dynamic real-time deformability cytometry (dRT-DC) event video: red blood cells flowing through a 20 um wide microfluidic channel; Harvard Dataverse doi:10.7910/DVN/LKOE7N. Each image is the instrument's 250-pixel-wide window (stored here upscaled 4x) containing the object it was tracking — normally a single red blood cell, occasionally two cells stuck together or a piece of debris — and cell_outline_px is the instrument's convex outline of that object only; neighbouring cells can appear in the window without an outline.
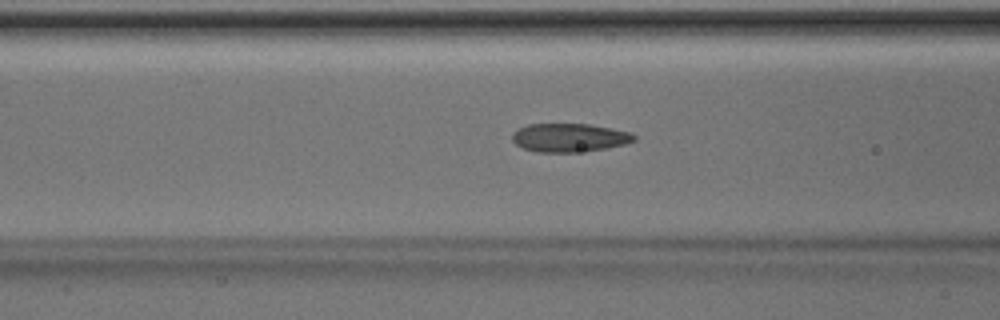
{"species": "Egyptian fruit bat (a non-hibernating species)", "species_latin": "Rousettus aegyptiacus", "temperature_condition": "room temperature", "stored_images_in_passage": 47, "camera_frame_rate_fps": 3000, "um_per_image_px": 0.085, "animal": {"sex": "male"}, "frame": {"image": 1, "passage_image": 20, "time_ms": 6.333, "image_size_px": [1000, 320], "cell_outline_px": [[636, 140], [624, 144], [604, 148], [576, 152], [536, 152], [524, 148], [516, 144], [512, 140], [512, 132], [516, 128], [528, 124], [588, 124], [612, 128], [632, 132], [636, 136]], "centroid_in_image_um": [48.37, 11.69], "position_along_channel_um": 118.2, "area_um2": 20.29}}
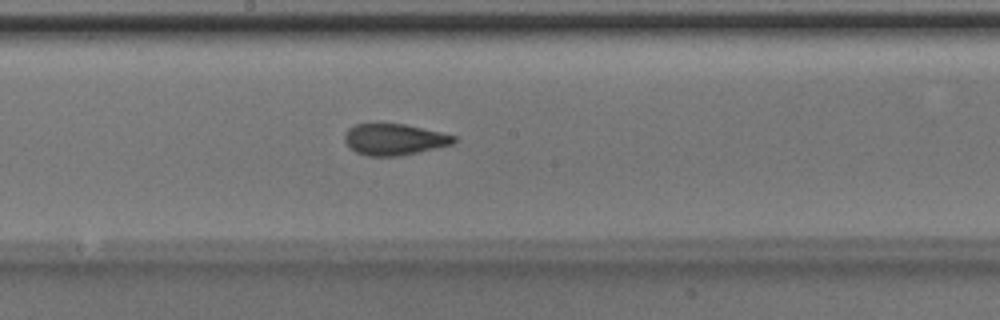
{"frame": {"image": 2, "passage_image": 27, "time_ms": 8.667, "image_size_px": [1000, 320], "cell_outline_px": [[456, 140], [452, 144], [416, 152], [396, 156], [368, 156], [356, 152], [344, 140], [344, 136], [348, 128], [352, 124], [404, 124], [440, 132], [456, 136]], "centroid_in_image_um": [33.48, 11.84], "position_along_channel_um": 214.7, "area_um2": 19.59}}
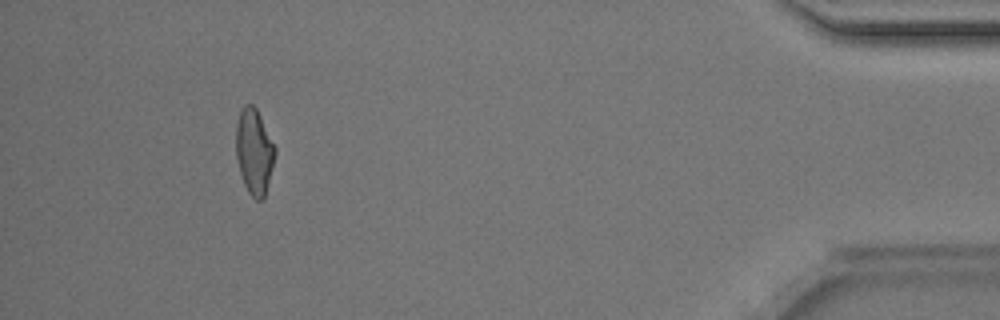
{"frame": {"image": 3, "passage_image": 46, "time_ms": 15.0, "image_size_px": [1000, 320], "cell_outline_px": [[276, 152], [264, 200], [256, 200], [248, 192], [244, 184], [240, 172], [236, 156], [236, 124], [240, 112], [244, 104], [252, 104], [256, 108], [276, 148]], "centroid_in_image_um": [21.6, 12.89], "position_along_channel_um": 413.6, "area_um2": 19.36}}